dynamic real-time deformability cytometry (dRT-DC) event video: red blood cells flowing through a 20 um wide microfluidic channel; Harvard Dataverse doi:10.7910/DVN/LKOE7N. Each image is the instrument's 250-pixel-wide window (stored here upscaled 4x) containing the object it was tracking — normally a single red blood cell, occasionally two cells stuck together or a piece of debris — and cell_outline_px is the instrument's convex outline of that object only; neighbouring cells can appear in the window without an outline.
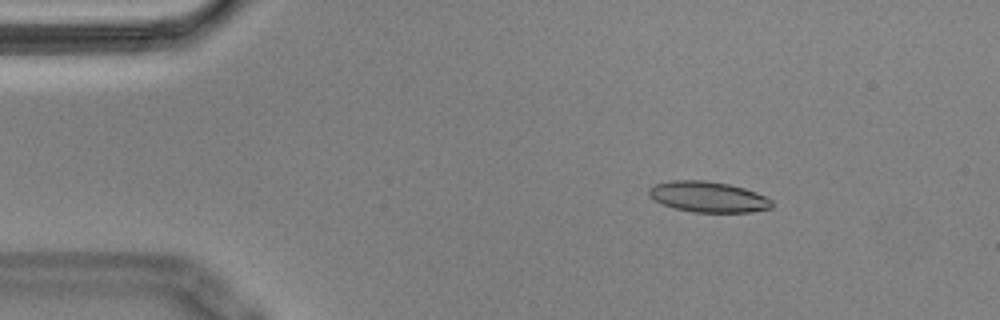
{"species": "Egyptian fruit bat (a non-hibernating species)", "species_latin": "Rousettus aegyptiacus", "temperature_condition": "cold", "stored_images_in_passage": 55, "camera_frame_rate_fps": 3000, "um_per_image_px": 0.085, "animal": {"sex": "male"}, "frame": {"image": 1, "passage_image": 8, "time_ms": 2.333, "image_size_px": [1000, 320], "cell_outline_px": [[772, 208], [752, 212], [692, 212], [676, 208], [664, 204], [648, 196], [648, 188], [656, 184], [672, 180], [704, 180], [728, 184], [744, 188], [756, 192], [772, 200]], "centroid_in_image_um": [60.2, 16.73], "position_along_channel_um": 24.8, "area_um2": 21.91}}
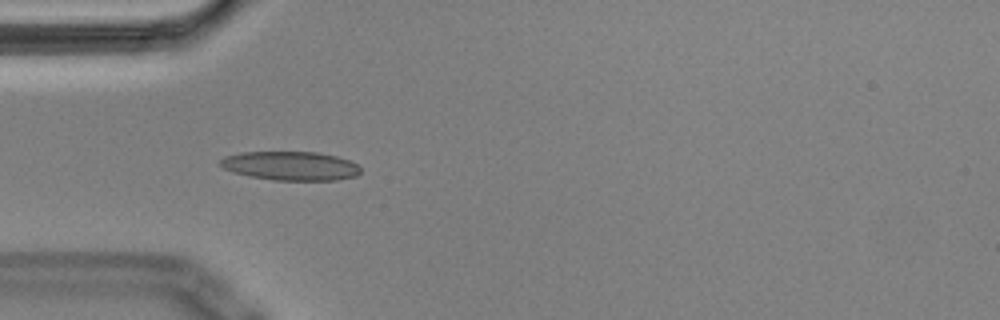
{"frame": {"image": 2, "passage_image": 16, "time_ms": 5.0, "image_size_px": [1000, 320], "cell_outline_px": [[360, 172], [356, 176], [336, 180], [272, 180], [248, 176], [232, 172], [224, 168], [220, 164], [220, 160], [224, 156], [240, 152], [316, 152], [336, 156], [348, 160], [356, 164], [360, 168]], "centroid_in_image_um": [24.67, 14.1], "position_along_channel_um": 60.3, "area_um2": 23.64}}
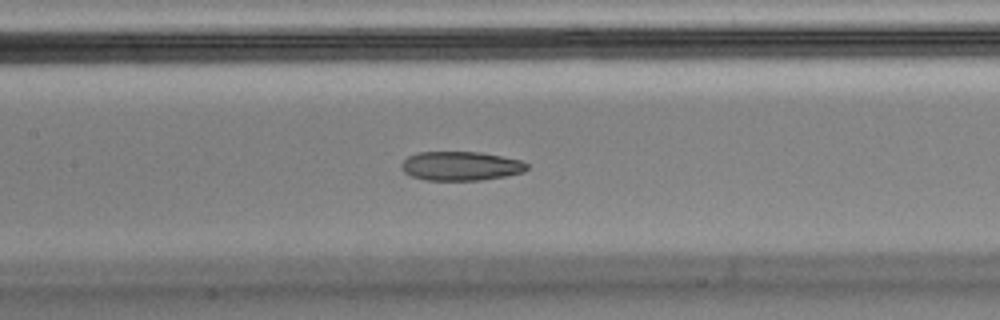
{"frame": {"image": 3, "passage_image": 25, "time_ms": 8.0, "image_size_px": [1000, 320], "cell_outline_px": [[528, 168], [524, 172], [504, 176], [480, 180], [424, 180], [412, 176], [404, 172], [400, 168], [400, 164], [408, 156], [420, 152], [480, 152], [520, 160], [528, 164]], "centroid_in_image_um": [39.14, 14.11], "position_along_channel_um": 168.3, "area_um2": 21.21}, "authors_computed_cell_mechanics": {"area_um2": 22.7154, "velocity_mm_per_s": 3.6275, "shape_relaxation_time_tau1_ms": null, "shape_relaxation_time_tau2_ms": 2.8931, "deformation_change_tau1": null, "deformation_change_tau2": 0.0911}}